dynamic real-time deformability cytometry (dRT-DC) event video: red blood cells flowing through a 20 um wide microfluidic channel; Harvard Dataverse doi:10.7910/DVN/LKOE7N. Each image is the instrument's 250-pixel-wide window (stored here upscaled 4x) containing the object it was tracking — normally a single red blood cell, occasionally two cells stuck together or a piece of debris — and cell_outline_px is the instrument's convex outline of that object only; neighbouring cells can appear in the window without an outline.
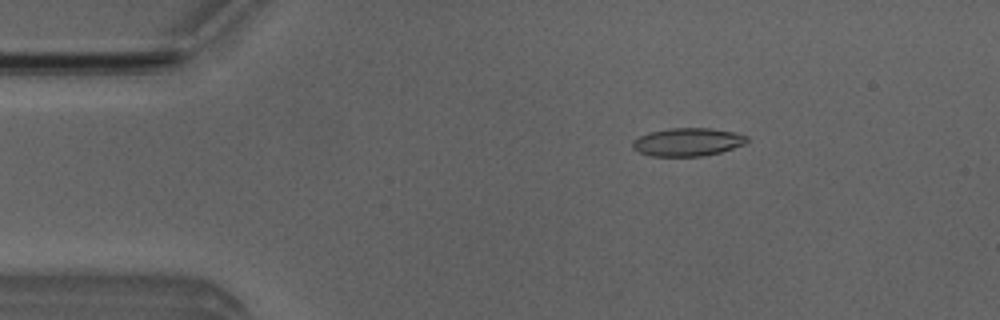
{"species": "Egyptian fruit bat (a non-hibernating species)", "species_latin": "Rousettus aegyptiacus", "temperature_condition": "room temperature", "stored_images_in_passage": 51, "camera_frame_rate_fps": 3000, "um_per_image_px": 0.085, "animal": {"sex": "male"}, "frame": {"image": 1, "passage_image": 8, "time_ms": 2.333, "image_size_px": [1000, 320], "cell_outline_px": [[748, 140], [744, 144], [720, 152], [700, 156], [652, 156], [640, 152], [632, 148], [632, 140], [648, 132], [668, 128], [708, 128], [736, 132], [748, 136]], "centroid_in_image_um": [58.43, 12.06], "position_along_channel_um": 26.6, "area_um2": 18.73}}
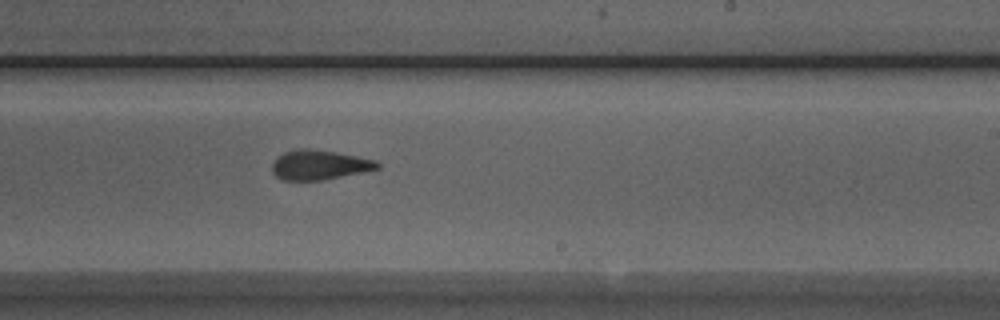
{"frame": {"image": 2, "passage_image": 30, "time_ms": 9.667, "image_size_px": [1000, 320], "cell_outline_px": [[380, 168], [324, 180], [280, 180], [272, 172], [272, 164], [276, 156], [284, 152], [300, 148], [308, 148], [336, 152], [376, 160], [380, 164]], "centroid_in_image_um": [27.11, 14.01], "position_along_channel_um": 261.9, "area_um2": 18.26}}
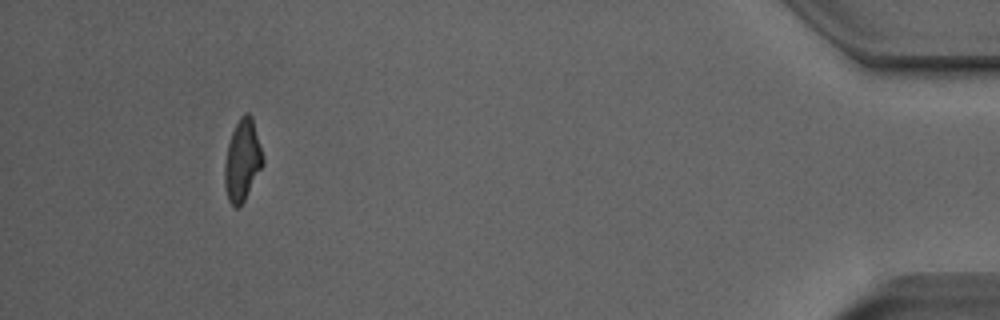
{"frame": {"image": 3, "passage_image": 47, "time_ms": 15.333, "image_size_px": [1000, 320], "cell_outline_px": [[264, 164], [244, 200], [236, 208], [228, 200], [224, 184], [224, 164], [228, 144], [232, 132], [240, 116], [244, 112], [248, 112], [252, 116], [264, 156]], "centroid_in_image_um": [20.61, 13.59], "position_along_channel_um": 414.6, "area_um2": 18.21}, "authors_computed_cell_mechanics": {"area_um2": 18.6116, "velocity_mm_per_s": 3.983, "shape_relaxation_time_tau1_ms": 4.5868, "shape_relaxation_time_tau2_ms": 1.6804, "deformation_change_tau1": 0.1715, "deformation_change_tau2": 0.0943}}